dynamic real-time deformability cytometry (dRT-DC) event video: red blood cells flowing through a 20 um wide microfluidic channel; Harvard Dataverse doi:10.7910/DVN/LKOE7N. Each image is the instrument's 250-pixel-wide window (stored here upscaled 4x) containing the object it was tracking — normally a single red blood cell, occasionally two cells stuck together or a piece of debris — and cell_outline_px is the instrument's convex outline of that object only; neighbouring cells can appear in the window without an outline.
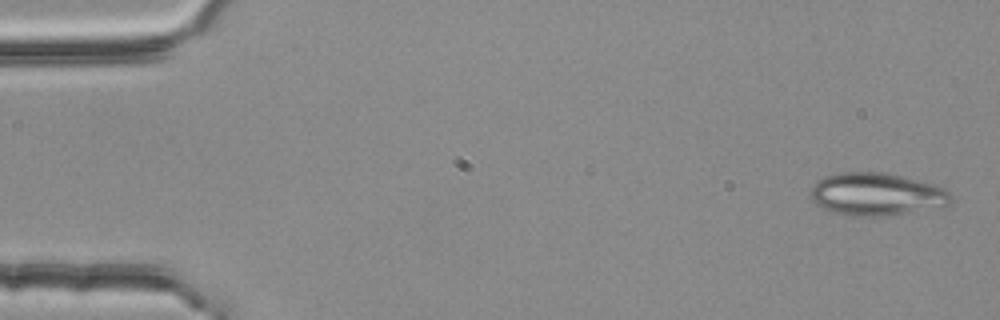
{"species": "common noctule bat (a hibernating species)", "species_latin": "Nyctalus noctula", "temperature_condition": "room temperature", "stored_images_in_passage": 54, "camera_frame_rate_fps": 3000, "um_per_image_px": 0.085, "animal": {"sex": "female", "body_mass_g": 25.1}, "frame": {"image": 1, "passage_image": 2, "time_ms": 0.333, "image_size_px": [1000, 320], "cell_outline_px": [[952, 200], [944, 208], [888, 216], [852, 216], [832, 212], [816, 204], [812, 200], [812, 188], [824, 176], [840, 172], [884, 172], [932, 184], [944, 188], [952, 196]], "centroid_in_image_um": [74.56, 16.53], "position_along_channel_um": 10.4, "area_um2": 35.03}}
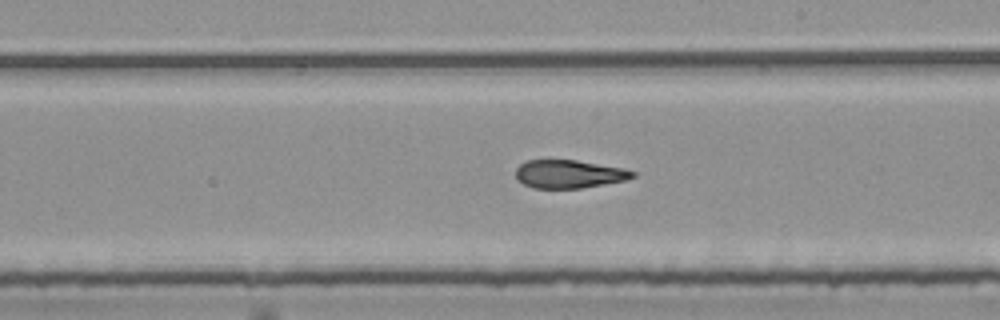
{"frame": {"image": 2, "passage_image": 31, "time_ms": 10.0, "image_size_px": [1000, 320], "cell_outline_px": [[636, 176], [628, 180], [580, 188], [532, 188], [516, 180], [516, 168], [520, 164], [528, 160], [576, 160], [624, 168], [636, 172]], "centroid_in_image_um": [48.38, 14.79], "position_along_channel_um": 240.6, "area_um2": 19.31}}
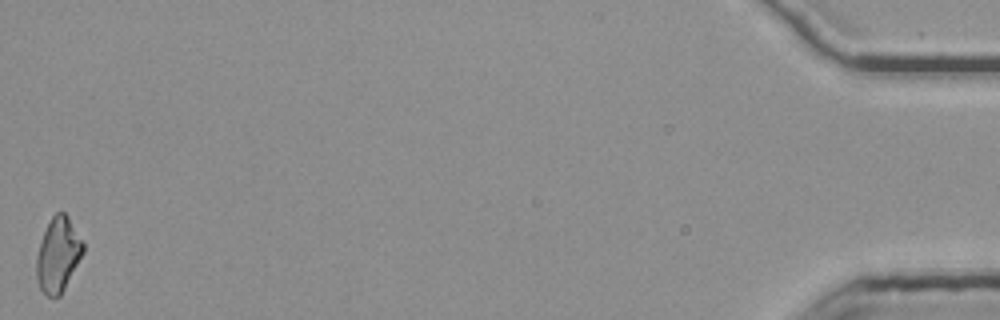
{"frame": {"image": 3, "passage_image": 54, "time_ms": 17.667, "image_size_px": [1000, 320], "cell_outline_px": [[84, 252], [60, 296], [48, 296], [40, 288], [36, 280], [36, 260], [40, 240], [52, 216], [56, 212], [64, 212], [68, 216], [84, 244]], "centroid_in_image_um": [4.93, 21.65], "position_along_channel_um": 430.3, "area_um2": 20.06}, "authors_computed_cell_mechanics": {"area_um2": 20.6346, "velocity_mm_per_s": 3.787, "shape_relaxation_time_tau1_ms": null, "shape_relaxation_time_tau2_ms": 2.2918, "deformation_change_tau1": null, "deformation_change_tau2": 0.1172}}